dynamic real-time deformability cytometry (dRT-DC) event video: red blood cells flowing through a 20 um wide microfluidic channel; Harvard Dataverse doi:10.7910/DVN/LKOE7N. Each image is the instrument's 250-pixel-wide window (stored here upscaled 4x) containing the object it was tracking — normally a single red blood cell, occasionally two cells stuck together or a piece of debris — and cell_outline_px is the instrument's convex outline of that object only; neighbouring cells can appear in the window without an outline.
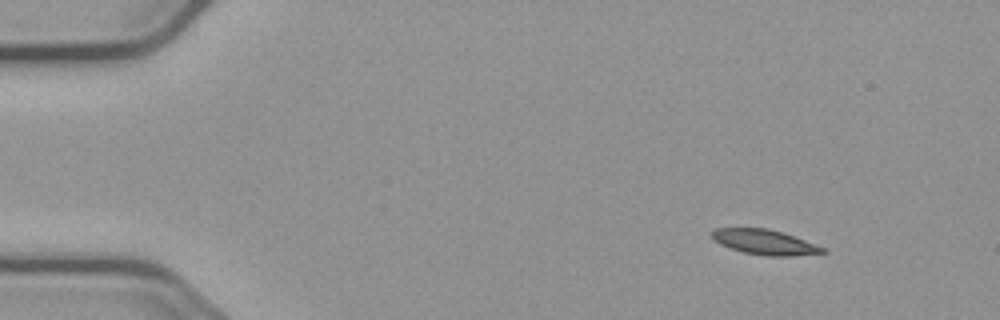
{"species": "common noctule bat (a hibernating species)", "species_latin": "Nyctalus noctula", "temperature_condition": "cold", "stored_images_in_passage": 5, "camera_frame_rate_fps": 3000, "um_per_image_px": 0.085, "animal": {"sex": "male", "body_mass_g": 23.1, "forearm_length_mm": 52.7}, "frame": {"image": 1, "passage_image": 1, "time_ms": 0.0, "image_size_px": [1000, 320], "cell_outline_px": [[828, 252], [792, 256], [768, 256], [744, 252], [720, 244], [712, 240], [712, 232], [716, 228], [768, 228], [784, 232], [824, 248]], "centroid_in_image_um": [64.99, 20.57], "position_along_channel_um": 20.0, "area_um2": 16.01}}
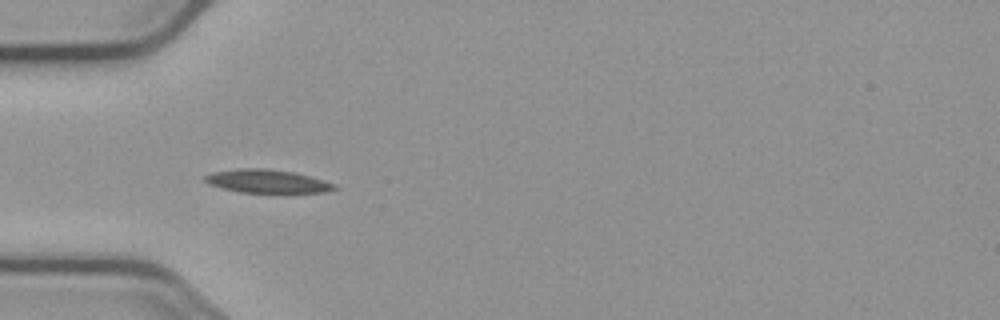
{"frame": {"image": 2, "passage_image": 4, "time_ms": 3.667, "image_size_px": [1000, 320], "cell_outline_px": [[336, 188], [324, 192], [284, 196], [240, 192], [208, 184], [204, 180], [204, 176], [212, 172], [240, 168], [264, 168], [292, 172], [308, 176], [336, 184]], "centroid_in_image_um": [22.74, 15.46], "position_along_channel_um": 62.3, "area_um2": 18.44}}
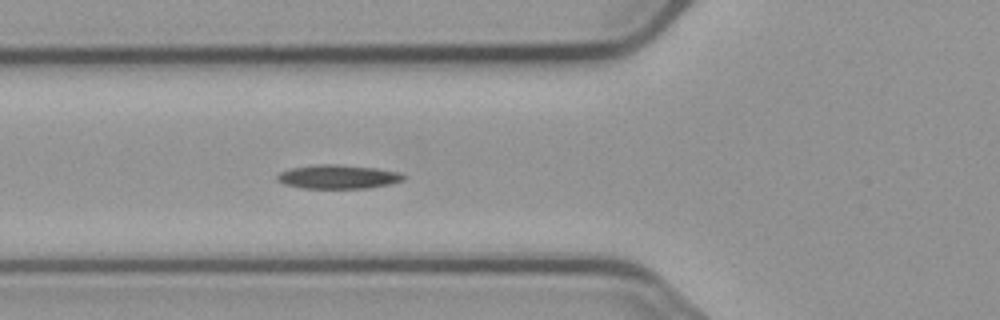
{"frame": {"image": 3, "passage_image": 5, "time_ms": 4.667, "image_size_px": [1000, 320], "cell_outline_px": [[404, 180], [388, 184], [368, 188], [300, 188], [284, 184], [276, 180], [276, 176], [280, 172], [288, 168], [316, 164], [336, 164], [376, 168], [396, 172], [404, 176]], "centroid_in_image_um": [28.65, 15.02], "position_along_channel_um": 97.2, "area_um2": 17.57}}